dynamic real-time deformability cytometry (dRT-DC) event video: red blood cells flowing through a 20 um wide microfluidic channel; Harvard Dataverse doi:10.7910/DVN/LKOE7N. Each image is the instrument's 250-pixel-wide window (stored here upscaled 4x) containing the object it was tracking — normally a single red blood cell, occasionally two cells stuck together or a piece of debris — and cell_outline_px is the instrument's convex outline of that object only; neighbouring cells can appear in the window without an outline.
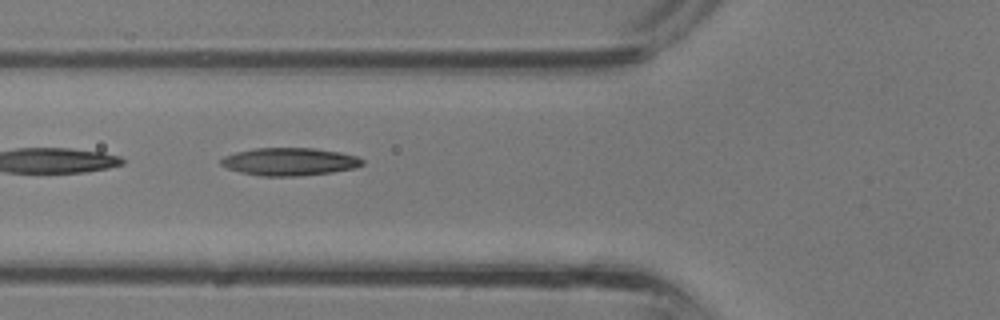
{"species": "common noctule bat (a hibernating species)", "species_latin": "Nyctalus noctula", "temperature_condition": "room temperature", "stored_images_in_passage": 36, "camera_frame_rate_fps": 3000, "um_per_image_px": 0.085, "animal": {"sex": "male", "body_mass_g": 13.3}, "frame": {"image": 1, "passage_image": 13, "time_ms": 4.0, "image_size_px": [1000, 320], "cell_outline_px": [[364, 164], [356, 168], [332, 172], [296, 176], [260, 176], [240, 172], [228, 168], [220, 164], [220, 160], [224, 156], [236, 152], [256, 148], [312, 148], [340, 152], [356, 156], [364, 160]], "centroid_in_image_um": [24.62, 13.74], "position_along_channel_um": 101.2, "area_um2": 22.83}}
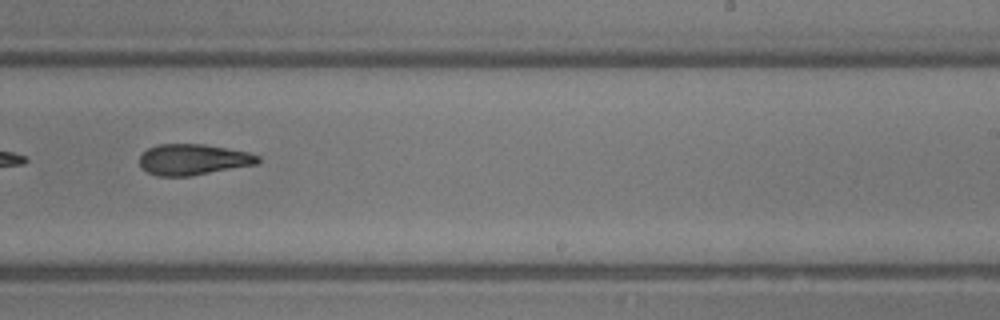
{"frame": {"image": 2, "passage_image": 22, "time_ms": 7.0, "image_size_px": [1000, 320], "cell_outline_px": [[260, 160], [256, 164], [192, 176], [156, 176], [140, 168], [140, 156], [148, 148], [156, 144], [204, 144], [248, 152], [260, 156]], "centroid_in_image_um": [16.4, 13.56], "position_along_channel_um": 272.6, "area_um2": 21.39}}
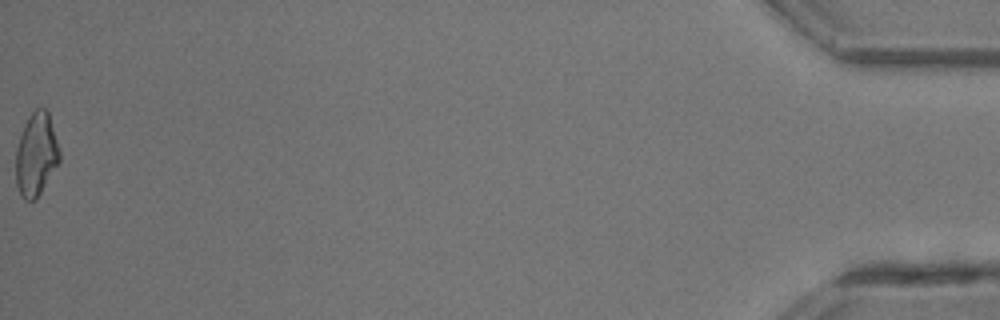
{"frame": {"image": 3, "passage_image": 36, "time_ms": 11.667, "image_size_px": [1000, 320], "cell_outline_px": [[60, 160], [36, 200], [24, 200], [20, 196], [16, 184], [16, 148], [24, 124], [32, 112], [36, 108], [44, 108], [48, 112], [60, 148]], "centroid_in_image_um": [3.07, 13.14], "position_along_channel_um": 432.1, "area_um2": 21.21}}